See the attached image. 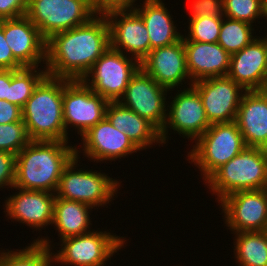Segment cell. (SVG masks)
I'll list each match as a JSON object with an SVG mask.
<instances>
[{
	"label": "cell",
	"instance_id": "obj_27",
	"mask_svg": "<svg viewBox=\"0 0 267 266\" xmlns=\"http://www.w3.org/2000/svg\"><path fill=\"white\" fill-rule=\"evenodd\" d=\"M50 243L49 238L41 236L19 251H0V266H52Z\"/></svg>",
	"mask_w": 267,
	"mask_h": 266
},
{
	"label": "cell",
	"instance_id": "obj_21",
	"mask_svg": "<svg viewBox=\"0 0 267 266\" xmlns=\"http://www.w3.org/2000/svg\"><path fill=\"white\" fill-rule=\"evenodd\" d=\"M183 42L191 83L228 75L231 55L221 45L190 40Z\"/></svg>",
	"mask_w": 267,
	"mask_h": 266
},
{
	"label": "cell",
	"instance_id": "obj_2",
	"mask_svg": "<svg viewBox=\"0 0 267 266\" xmlns=\"http://www.w3.org/2000/svg\"><path fill=\"white\" fill-rule=\"evenodd\" d=\"M66 141L31 140L17 155L14 187L56 193L65 167L77 146Z\"/></svg>",
	"mask_w": 267,
	"mask_h": 266
},
{
	"label": "cell",
	"instance_id": "obj_18",
	"mask_svg": "<svg viewBox=\"0 0 267 266\" xmlns=\"http://www.w3.org/2000/svg\"><path fill=\"white\" fill-rule=\"evenodd\" d=\"M84 156L92 161L112 162L140 151L124 132L116 129L105 117L81 136Z\"/></svg>",
	"mask_w": 267,
	"mask_h": 266
},
{
	"label": "cell",
	"instance_id": "obj_15",
	"mask_svg": "<svg viewBox=\"0 0 267 266\" xmlns=\"http://www.w3.org/2000/svg\"><path fill=\"white\" fill-rule=\"evenodd\" d=\"M105 17L110 47L129 56L132 54L141 62L150 52L149 35L141 16L132 9L111 11Z\"/></svg>",
	"mask_w": 267,
	"mask_h": 266
},
{
	"label": "cell",
	"instance_id": "obj_33",
	"mask_svg": "<svg viewBox=\"0 0 267 266\" xmlns=\"http://www.w3.org/2000/svg\"><path fill=\"white\" fill-rule=\"evenodd\" d=\"M190 19L199 17H224V0H193Z\"/></svg>",
	"mask_w": 267,
	"mask_h": 266
},
{
	"label": "cell",
	"instance_id": "obj_26",
	"mask_svg": "<svg viewBox=\"0 0 267 266\" xmlns=\"http://www.w3.org/2000/svg\"><path fill=\"white\" fill-rule=\"evenodd\" d=\"M235 234L234 257L239 266H267V231Z\"/></svg>",
	"mask_w": 267,
	"mask_h": 266
},
{
	"label": "cell",
	"instance_id": "obj_42",
	"mask_svg": "<svg viewBox=\"0 0 267 266\" xmlns=\"http://www.w3.org/2000/svg\"><path fill=\"white\" fill-rule=\"evenodd\" d=\"M262 91L267 95V86Z\"/></svg>",
	"mask_w": 267,
	"mask_h": 266
},
{
	"label": "cell",
	"instance_id": "obj_32",
	"mask_svg": "<svg viewBox=\"0 0 267 266\" xmlns=\"http://www.w3.org/2000/svg\"><path fill=\"white\" fill-rule=\"evenodd\" d=\"M30 141L24 121L0 124V151L17 155Z\"/></svg>",
	"mask_w": 267,
	"mask_h": 266
},
{
	"label": "cell",
	"instance_id": "obj_38",
	"mask_svg": "<svg viewBox=\"0 0 267 266\" xmlns=\"http://www.w3.org/2000/svg\"><path fill=\"white\" fill-rule=\"evenodd\" d=\"M23 121L22 108L6 100H0V124Z\"/></svg>",
	"mask_w": 267,
	"mask_h": 266
},
{
	"label": "cell",
	"instance_id": "obj_13",
	"mask_svg": "<svg viewBox=\"0 0 267 266\" xmlns=\"http://www.w3.org/2000/svg\"><path fill=\"white\" fill-rule=\"evenodd\" d=\"M178 92L168 104L166 123L160 131L162 144L168 140V128L185 138L196 141L211 125L206 116L199 93L190 86Z\"/></svg>",
	"mask_w": 267,
	"mask_h": 266
},
{
	"label": "cell",
	"instance_id": "obj_25",
	"mask_svg": "<svg viewBox=\"0 0 267 266\" xmlns=\"http://www.w3.org/2000/svg\"><path fill=\"white\" fill-rule=\"evenodd\" d=\"M92 209L78 201L55 198L52 225L57 227L60 240L91 232L89 214Z\"/></svg>",
	"mask_w": 267,
	"mask_h": 266
},
{
	"label": "cell",
	"instance_id": "obj_6",
	"mask_svg": "<svg viewBox=\"0 0 267 266\" xmlns=\"http://www.w3.org/2000/svg\"><path fill=\"white\" fill-rule=\"evenodd\" d=\"M80 152L76 150V156L63 170L55 193L56 198L78 201L92 208L106 206L115 200L113 197L117 195L121 183L108 174L101 173V170L100 172L88 169L84 171L82 168L76 170Z\"/></svg>",
	"mask_w": 267,
	"mask_h": 266
},
{
	"label": "cell",
	"instance_id": "obj_8",
	"mask_svg": "<svg viewBox=\"0 0 267 266\" xmlns=\"http://www.w3.org/2000/svg\"><path fill=\"white\" fill-rule=\"evenodd\" d=\"M139 68L140 62L136 58H130L109 47L82 81L107 101L118 102L123 97L131 77Z\"/></svg>",
	"mask_w": 267,
	"mask_h": 266
},
{
	"label": "cell",
	"instance_id": "obj_17",
	"mask_svg": "<svg viewBox=\"0 0 267 266\" xmlns=\"http://www.w3.org/2000/svg\"><path fill=\"white\" fill-rule=\"evenodd\" d=\"M4 37L13 56L24 67H38L46 63L47 40L26 16L4 19Z\"/></svg>",
	"mask_w": 267,
	"mask_h": 266
},
{
	"label": "cell",
	"instance_id": "obj_20",
	"mask_svg": "<svg viewBox=\"0 0 267 266\" xmlns=\"http://www.w3.org/2000/svg\"><path fill=\"white\" fill-rule=\"evenodd\" d=\"M227 76L246 91L263 90L267 86V49L260 37L231 54Z\"/></svg>",
	"mask_w": 267,
	"mask_h": 266
},
{
	"label": "cell",
	"instance_id": "obj_5",
	"mask_svg": "<svg viewBox=\"0 0 267 266\" xmlns=\"http://www.w3.org/2000/svg\"><path fill=\"white\" fill-rule=\"evenodd\" d=\"M246 144L236 121L212 124L188 152L206 181L218 168L238 155Z\"/></svg>",
	"mask_w": 267,
	"mask_h": 266
},
{
	"label": "cell",
	"instance_id": "obj_22",
	"mask_svg": "<svg viewBox=\"0 0 267 266\" xmlns=\"http://www.w3.org/2000/svg\"><path fill=\"white\" fill-rule=\"evenodd\" d=\"M236 123L248 147L267 146V95L262 90L246 91L238 107Z\"/></svg>",
	"mask_w": 267,
	"mask_h": 266
},
{
	"label": "cell",
	"instance_id": "obj_40",
	"mask_svg": "<svg viewBox=\"0 0 267 266\" xmlns=\"http://www.w3.org/2000/svg\"><path fill=\"white\" fill-rule=\"evenodd\" d=\"M261 39L263 40L265 46H266V49H267V35H265L264 38L261 37Z\"/></svg>",
	"mask_w": 267,
	"mask_h": 266
},
{
	"label": "cell",
	"instance_id": "obj_10",
	"mask_svg": "<svg viewBox=\"0 0 267 266\" xmlns=\"http://www.w3.org/2000/svg\"><path fill=\"white\" fill-rule=\"evenodd\" d=\"M109 101L93 92L82 80L63 78V119L68 142V126L82 136L106 117Z\"/></svg>",
	"mask_w": 267,
	"mask_h": 266
},
{
	"label": "cell",
	"instance_id": "obj_37",
	"mask_svg": "<svg viewBox=\"0 0 267 266\" xmlns=\"http://www.w3.org/2000/svg\"><path fill=\"white\" fill-rule=\"evenodd\" d=\"M28 0H0V20L26 15Z\"/></svg>",
	"mask_w": 267,
	"mask_h": 266
},
{
	"label": "cell",
	"instance_id": "obj_9",
	"mask_svg": "<svg viewBox=\"0 0 267 266\" xmlns=\"http://www.w3.org/2000/svg\"><path fill=\"white\" fill-rule=\"evenodd\" d=\"M126 239L107 231L89 233L61 240V249L52 253V262L71 266H105L120 251Z\"/></svg>",
	"mask_w": 267,
	"mask_h": 266
},
{
	"label": "cell",
	"instance_id": "obj_16",
	"mask_svg": "<svg viewBox=\"0 0 267 266\" xmlns=\"http://www.w3.org/2000/svg\"><path fill=\"white\" fill-rule=\"evenodd\" d=\"M140 67L169 91L183 85L185 79H189V86H192L186 66L183 38L172 45L151 50L140 62Z\"/></svg>",
	"mask_w": 267,
	"mask_h": 266
},
{
	"label": "cell",
	"instance_id": "obj_7",
	"mask_svg": "<svg viewBox=\"0 0 267 266\" xmlns=\"http://www.w3.org/2000/svg\"><path fill=\"white\" fill-rule=\"evenodd\" d=\"M26 16L48 40L87 23L95 14L90 0H28Z\"/></svg>",
	"mask_w": 267,
	"mask_h": 266
},
{
	"label": "cell",
	"instance_id": "obj_19",
	"mask_svg": "<svg viewBox=\"0 0 267 266\" xmlns=\"http://www.w3.org/2000/svg\"><path fill=\"white\" fill-rule=\"evenodd\" d=\"M19 190L6 198L5 215L12 221L26 224L35 230H41L53 223L54 201L56 195L47 191ZM41 228V229H40Z\"/></svg>",
	"mask_w": 267,
	"mask_h": 266
},
{
	"label": "cell",
	"instance_id": "obj_1",
	"mask_svg": "<svg viewBox=\"0 0 267 266\" xmlns=\"http://www.w3.org/2000/svg\"><path fill=\"white\" fill-rule=\"evenodd\" d=\"M109 47L107 19L95 15L87 23L47 40L45 69L51 77L82 80Z\"/></svg>",
	"mask_w": 267,
	"mask_h": 266
},
{
	"label": "cell",
	"instance_id": "obj_30",
	"mask_svg": "<svg viewBox=\"0 0 267 266\" xmlns=\"http://www.w3.org/2000/svg\"><path fill=\"white\" fill-rule=\"evenodd\" d=\"M266 0H224V17L252 25L265 17Z\"/></svg>",
	"mask_w": 267,
	"mask_h": 266
},
{
	"label": "cell",
	"instance_id": "obj_3",
	"mask_svg": "<svg viewBox=\"0 0 267 266\" xmlns=\"http://www.w3.org/2000/svg\"><path fill=\"white\" fill-rule=\"evenodd\" d=\"M31 140L66 141L63 119V78L46 76L22 108Z\"/></svg>",
	"mask_w": 267,
	"mask_h": 266
},
{
	"label": "cell",
	"instance_id": "obj_24",
	"mask_svg": "<svg viewBox=\"0 0 267 266\" xmlns=\"http://www.w3.org/2000/svg\"><path fill=\"white\" fill-rule=\"evenodd\" d=\"M145 1V2H144ZM143 6L134 10L141 16L150 40V51L155 48L172 45L182 39L162 0H144ZM140 6V8H139Z\"/></svg>",
	"mask_w": 267,
	"mask_h": 266
},
{
	"label": "cell",
	"instance_id": "obj_28",
	"mask_svg": "<svg viewBox=\"0 0 267 266\" xmlns=\"http://www.w3.org/2000/svg\"><path fill=\"white\" fill-rule=\"evenodd\" d=\"M37 68L23 67L10 70V86L6 101L23 108L38 84L48 75L45 67L42 71H37Z\"/></svg>",
	"mask_w": 267,
	"mask_h": 266
},
{
	"label": "cell",
	"instance_id": "obj_29",
	"mask_svg": "<svg viewBox=\"0 0 267 266\" xmlns=\"http://www.w3.org/2000/svg\"><path fill=\"white\" fill-rule=\"evenodd\" d=\"M252 27L247 22L223 17L217 43L230 55L236 53L257 37L253 36L255 30Z\"/></svg>",
	"mask_w": 267,
	"mask_h": 266
},
{
	"label": "cell",
	"instance_id": "obj_4",
	"mask_svg": "<svg viewBox=\"0 0 267 266\" xmlns=\"http://www.w3.org/2000/svg\"><path fill=\"white\" fill-rule=\"evenodd\" d=\"M219 202L225 196L247 190L267 188V155L265 150L246 146L238 155L218 168L206 181Z\"/></svg>",
	"mask_w": 267,
	"mask_h": 266
},
{
	"label": "cell",
	"instance_id": "obj_36",
	"mask_svg": "<svg viewBox=\"0 0 267 266\" xmlns=\"http://www.w3.org/2000/svg\"><path fill=\"white\" fill-rule=\"evenodd\" d=\"M24 66L13 56L4 37V19L0 20V69L2 70H18Z\"/></svg>",
	"mask_w": 267,
	"mask_h": 266
},
{
	"label": "cell",
	"instance_id": "obj_41",
	"mask_svg": "<svg viewBox=\"0 0 267 266\" xmlns=\"http://www.w3.org/2000/svg\"><path fill=\"white\" fill-rule=\"evenodd\" d=\"M265 18L267 19V0H266V3H265Z\"/></svg>",
	"mask_w": 267,
	"mask_h": 266
},
{
	"label": "cell",
	"instance_id": "obj_43",
	"mask_svg": "<svg viewBox=\"0 0 267 266\" xmlns=\"http://www.w3.org/2000/svg\"><path fill=\"white\" fill-rule=\"evenodd\" d=\"M264 150H265V153H266V155H267V146L265 147V149H264Z\"/></svg>",
	"mask_w": 267,
	"mask_h": 266
},
{
	"label": "cell",
	"instance_id": "obj_31",
	"mask_svg": "<svg viewBox=\"0 0 267 266\" xmlns=\"http://www.w3.org/2000/svg\"><path fill=\"white\" fill-rule=\"evenodd\" d=\"M223 17H199L189 19L188 34L183 40L217 43L219 39V32L221 28Z\"/></svg>",
	"mask_w": 267,
	"mask_h": 266
},
{
	"label": "cell",
	"instance_id": "obj_14",
	"mask_svg": "<svg viewBox=\"0 0 267 266\" xmlns=\"http://www.w3.org/2000/svg\"><path fill=\"white\" fill-rule=\"evenodd\" d=\"M199 93L210 125L236 120L246 90L228 76L211 77L192 83Z\"/></svg>",
	"mask_w": 267,
	"mask_h": 266
},
{
	"label": "cell",
	"instance_id": "obj_12",
	"mask_svg": "<svg viewBox=\"0 0 267 266\" xmlns=\"http://www.w3.org/2000/svg\"><path fill=\"white\" fill-rule=\"evenodd\" d=\"M226 226L234 233L267 231V189L238 191L219 202Z\"/></svg>",
	"mask_w": 267,
	"mask_h": 266
},
{
	"label": "cell",
	"instance_id": "obj_35",
	"mask_svg": "<svg viewBox=\"0 0 267 266\" xmlns=\"http://www.w3.org/2000/svg\"><path fill=\"white\" fill-rule=\"evenodd\" d=\"M95 15H106L111 11L132 10L137 0H90ZM135 6V7H134Z\"/></svg>",
	"mask_w": 267,
	"mask_h": 266
},
{
	"label": "cell",
	"instance_id": "obj_34",
	"mask_svg": "<svg viewBox=\"0 0 267 266\" xmlns=\"http://www.w3.org/2000/svg\"><path fill=\"white\" fill-rule=\"evenodd\" d=\"M15 161L16 155L10 152L0 151V189L6 186L9 188L14 187Z\"/></svg>",
	"mask_w": 267,
	"mask_h": 266
},
{
	"label": "cell",
	"instance_id": "obj_39",
	"mask_svg": "<svg viewBox=\"0 0 267 266\" xmlns=\"http://www.w3.org/2000/svg\"><path fill=\"white\" fill-rule=\"evenodd\" d=\"M10 86V70L0 69V100L8 98Z\"/></svg>",
	"mask_w": 267,
	"mask_h": 266
},
{
	"label": "cell",
	"instance_id": "obj_11",
	"mask_svg": "<svg viewBox=\"0 0 267 266\" xmlns=\"http://www.w3.org/2000/svg\"><path fill=\"white\" fill-rule=\"evenodd\" d=\"M168 91L140 67L131 77L119 102L149 121L160 132L167 118Z\"/></svg>",
	"mask_w": 267,
	"mask_h": 266
},
{
	"label": "cell",
	"instance_id": "obj_23",
	"mask_svg": "<svg viewBox=\"0 0 267 266\" xmlns=\"http://www.w3.org/2000/svg\"><path fill=\"white\" fill-rule=\"evenodd\" d=\"M106 118L119 131L124 132L141 151L162 144L160 132L146 119L118 102H109ZM148 146V147H147Z\"/></svg>",
	"mask_w": 267,
	"mask_h": 266
}]
</instances>
